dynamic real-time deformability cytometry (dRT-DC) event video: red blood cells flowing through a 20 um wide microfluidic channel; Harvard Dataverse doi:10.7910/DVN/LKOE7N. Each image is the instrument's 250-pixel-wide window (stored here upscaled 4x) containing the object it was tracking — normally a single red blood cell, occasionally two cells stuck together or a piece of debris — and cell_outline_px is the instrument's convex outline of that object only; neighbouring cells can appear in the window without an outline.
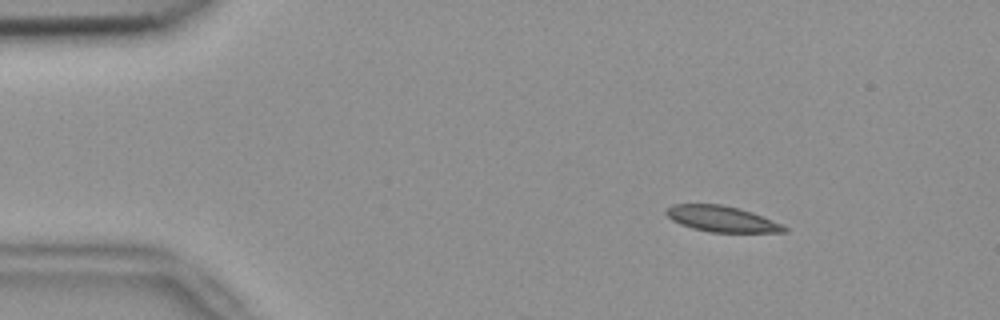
{"species": "common noctule bat (a hibernating species)", "species_latin": "Nyctalus noctula", "temperature_condition": "room temperature", "stored_images_in_passage": 50, "camera_frame_rate_fps": 3000, "um_per_image_px": 0.085, "animal": {"sex": "female", "body_mass_g": 18.4}, "frame": {"image": 1, "passage_image": 4, "time_ms": 1.0, "image_size_px": [1000, 320], "cell_outline_px": [[788, 232], [712, 232], [692, 228], [680, 224], [672, 220], [664, 212], [672, 204], [720, 204], [740, 208], [752, 212], [780, 224], [788, 228]], "centroid_in_image_um": [61.32, 18.6], "position_along_channel_um": 23.7, "area_um2": 17.63}}
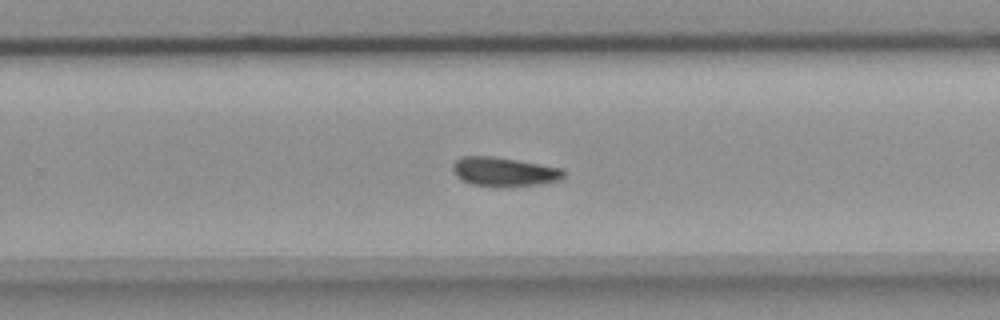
{"frame": {"image": 2, "passage_image": 31, "time_ms": 10.0, "image_size_px": [1000, 320], "cell_outline_px": [[568, 172], [564, 180], [540, 184], [472, 184], [456, 176], [452, 168], [452, 164], [456, 160], [464, 156], [492, 156], [564, 168]], "centroid_in_image_um": [42.94, 14.56], "position_along_channel_um": 286.9, "area_um2": 18.26}}
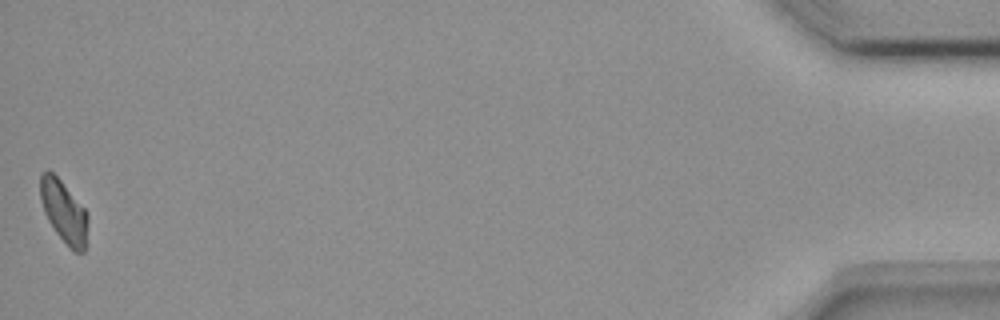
{"frame": {"image": 3, "passage_image": 50, "time_ms": 16.333, "image_size_px": [1000, 320], "cell_outline_px": [[88, 220], [84, 252], [76, 252], [56, 232], [48, 220], [44, 212], [40, 200], [40, 172], [48, 168], [60, 180], [88, 212]], "centroid_in_image_um": [5.41, 17.93], "position_along_channel_um": 429.8, "area_um2": 17.05}, "authors_computed_cell_mechanics": {"area_um2": 18.3226, "velocity_mm_per_s": 3.7518, "shape_relaxation_time_tau1_ms": null, "shape_relaxation_time_tau2_ms": 9.2804, "deformation_change_tau1": null, "deformation_change_tau2": 0.1419}}